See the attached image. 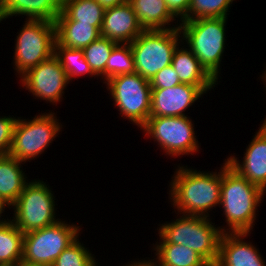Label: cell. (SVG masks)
Segmentation results:
<instances>
[{
	"mask_svg": "<svg viewBox=\"0 0 266 266\" xmlns=\"http://www.w3.org/2000/svg\"><path fill=\"white\" fill-rule=\"evenodd\" d=\"M178 167L169 185L174 208L180 214L210 217L207 211L220 205L222 169L217 174Z\"/></svg>",
	"mask_w": 266,
	"mask_h": 266,
	"instance_id": "cell-1",
	"label": "cell"
},
{
	"mask_svg": "<svg viewBox=\"0 0 266 266\" xmlns=\"http://www.w3.org/2000/svg\"><path fill=\"white\" fill-rule=\"evenodd\" d=\"M263 195L264 191L260 187L238 174L225 159L222 167L220 206L224 209L229 227L226 232L250 233Z\"/></svg>",
	"mask_w": 266,
	"mask_h": 266,
	"instance_id": "cell-2",
	"label": "cell"
},
{
	"mask_svg": "<svg viewBox=\"0 0 266 266\" xmlns=\"http://www.w3.org/2000/svg\"><path fill=\"white\" fill-rule=\"evenodd\" d=\"M159 228V243H173L188 246L200 255L210 266L218 260L219 240L225 228H216L210 218L182 215ZM213 224V225H212Z\"/></svg>",
	"mask_w": 266,
	"mask_h": 266,
	"instance_id": "cell-3",
	"label": "cell"
},
{
	"mask_svg": "<svg viewBox=\"0 0 266 266\" xmlns=\"http://www.w3.org/2000/svg\"><path fill=\"white\" fill-rule=\"evenodd\" d=\"M226 19L199 18L179 23L182 39L189 50L216 81L225 49Z\"/></svg>",
	"mask_w": 266,
	"mask_h": 266,
	"instance_id": "cell-4",
	"label": "cell"
},
{
	"mask_svg": "<svg viewBox=\"0 0 266 266\" xmlns=\"http://www.w3.org/2000/svg\"><path fill=\"white\" fill-rule=\"evenodd\" d=\"M181 31L178 28L166 30H144L130 43L135 72L147 80L164 67L171 65L173 54L179 46Z\"/></svg>",
	"mask_w": 266,
	"mask_h": 266,
	"instance_id": "cell-5",
	"label": "cell"
},
{
	"mask_svg": "<svg viewBox=\"0 0 266 266\" xmlns=\"http://www.w3.org/2000/svg\"><path fill=\"white\" fill-rule=\"evenodd\" d=\"M55 197L44 181L33 180L25 185L22 193L12 205L13 223L23 232L42 229L56 224Z\"/></svg>",
	"mask_w": 266,
	"mask_h": 266,
	"instance_id": "cell-6",
	"label": "cell"
},
{
	"mask_svg": "<svg viewBox=\"0 0 266 266\" xmlns=\"http://www.w3.org/2000/svg\"><path fill=\"white\" fill-rule=\"evenodd\" d=\"M80 228L65 221L24 233L22 260L52 266L58 256L79 236Z\"/></svg>",
	"mask_w": 266,
	"mask_h": 266,
	"instance_id": "cell-7",
	"label": "cell"
},
{
	"mask_svg": "<svg viewBox=\"0 0 266 266\" xmlns=\"http://www.w3.org/2000/svg\"><path fill=\"white\" fill-rule=\"evenodd\" d=\"M16 38L14 66L18 75L50 58L56 41L55 22L26 20Z\"/></svg>",
	"mask_w": 266,
	"mask_h": 266,
	"instance_id": "cell-8",
	"label": "cell"
},
{
	"mask_svg": "<svg viewBox=\"0 0 266 266\" xmlns=\"http://www.w3.org/2000/svg\"><path fill=\"white\" fill-rule=\"evenodd\" d=\"M105 83L120 114L141 129L151 112L149 80L135 72L115 76Z\"/></svg>",
	"mask_w": 266,
	"mask_h": 266,
	"instance_id": "cell-9",
	"label": "cell"
},
{
	"mask_svg": "<svg viewBox=\"0 0 266 266\" xmlns=\"http://www.w3.org/2000/svg\"><path fill=\"white\" fill-rule=\"evenodd\" d=\"M54 114L43 113L29 121L17 118L9 155L24 163L39 157L62 128Z\"/></svg>",
	"mask_w": 266,
	"mask_h": 266,
	"instance_id": "cell-10",
	"label": "cell"
},
{
	"mask_svg": "<svg viewBox=\"0 0 266 266\" xmlns=\"http://www.w3.org/2000/svg\"><path fill=\"white\" fill-rule=\"evenodd\" d=\"M141 128L169 156L193 155L198 151V140L190 117H149Z\"/></svg>",
	"mask_w": 266,
	"mask_h": 266,
	"instance_id": "cell-11",
	"label": "cell"
},
{
	"mask_svg": "<svg viewBox=\"0 0 266 266\" xmlns=\"http://www.w3.org/2000/svg\"><path fill=\"white\" fill-rule=\"evenodd\" d=\"M20 77L22 86L33 96L52 104L61 101L63 90L69 84L67 74L54 54Z\"/></svg>",
	"mask_w": 266,
	"mask_h": 266,
	"instance_id": "cell-12",
	"label": "cell"
},
{
	"mask_svg": "<svg viewBox=\"0 0 266 266\" xmlns=\"http://www.w3.org/2000/svg\"><path fill=\"white\" fill-rule=\"evenodd\" d=\"M215 86L181 83L171 88L152 89L150 117L187 116L185 110Z\"/></svg>",
	"mask_w": 266,
	"mask_h": 266,
	"instance_id": "cell-13",
	"label": "cell"
},
{
	"mask_svg": "<svg viewBox=\"0 0 266 266\" xmlns=\"http://www.w3.org/2000/svg\"><path fill=\"white\" fill-rule=\"evenodd\" d=\"M243 158L242 163L234 156L226 161L238 174L266 192V129L263 126L246 148Z\"/></svg>",
	"mask_w": 266,
	"mask_h": 266,
	"instance_id": "cell-14",
	"label": "cell"
},
{
	"mask_svg": "<svg viewBox=\"0 0 266 266\" xmlns=\"http://www.w3.org/2000/svg\"><path fill=\"white\" fill-rule=\"evenodd\" d=\"M129 2L105 10L100 34L116 43L130 44L142 32Z\"/></svg>",
	"mask_w": 266,
	"mask_h": 266,
	"instance_id": "cell-15",
	"label": "cell"
},
{
	"mask_svg": "<svg viewBox=\"0 0 266 266\" xmlns=\"http://www.w3.org/2000/svg\"><path fill=\"white\" fill-rule=\"evenodd\" d=\"M248 235L243 232L222 233L215 266H266L256 247L243 241Z\"/></svg>",
	"mask_w": 266,
	"mask_h": 266,
	"instance_id": "cell-16",
	"label": "cell"
},
{
	"mask_svg": "<svg viewBox=\"0 0 266 266\" xmlns=\"http://www.w3.org/2000/svg\"><path fill=\"white\" fill-rule=\"evenodd\" d=\"M61 12V0H4L0 5V22L24 15L26 20L55 22Z\"/></svg>",
	"mask_w": 266,
	"mask_h": 266,
	"instance_id": "cell-17",
	"label": "cell"
},
{
	"mask_svg": "<svg viewBox=\"0 0 266 266\" xmlns=\"http://www.w3.org/2000/svg\"><path fill=\"white\" fill-rule=\"evenodd\" d=\"M128 2L143 30H166L179 27L178 24L175 25L176 27L166 26L171 25L169 23L176 18L170 12L165 0H129Z\"/></svg>",
	"mask_w": 266,
	"mask_h": 266,
	"instance_id": "cell-18",
	"label": "cell"
},
{
	"mask_svg": "<svg viewBox=\"0 0 266 266\" xmlns=\"http://www.w3.org/2000/svg\"><path fill=\"white\" fill-rule=\"evenodd\" d=\"M178 46L173 54L171 65L178 74L181 83L194 86H215L216 80L200 64V61L188 48Z\"/></svg>",
	"mask_w": 266,
	"mask_h": 266,
	"instance_id": "cell-19",
	"label": "cell"
},
{
	"mask_svg": "<svg viewBox=\"0 0 266 266\" xmlns=\"http://www.w3.org/2000/svg\"><path fill=\"white\" fill-rule=\"evenodd\" d=\"M21 164L23 163L9 154L0 155V197L8 208L16 202L28 183L26 175L20 169Z\"/></svg>",
	"mask_w": 266,
	"mask_h": 266,
	"instance_id": "cell-20",
	"label": "cell"
},
{
	"mask_svg": "<svg viewBox=\"0 0 266 266\" xmlns=\"http://www.w3.org/2000/svg\"><path fill=\"white\" fill-rule=\"evenodd\" d=\"M105 9L96 0H61V12L55 21H77L101 30Z\"/></svg>",
	"mask_w": 266,
	"mask_h": 266,
	"instance_id": "cell-21",
	"label": "cell"
},
{
	"mask_svg": "<svg viewBox=\"0 0 266 266\" xmlns=\"http://www.w3.org/2000/svg\"><path fill=\"white\" fill-rule=\"evenodd\" d=\"M56 41L63 47L83 49L97 40L100 31L91 24L77 21H55Z\"/></svg>",
	"mask_w": 266,
	"mask_h": 266,
	"instance_id": "cell-22",
	"label": "cell"
},
{
	"mask_svg": "<svg viewBox=\"0 0 266 266\" xmlns=\"http://www.w3.org/2000/svg\"><path fill=\"white\" fill-rule=\"evenodd\" d=\"M157 258L155 266H210L200 255L190 249L173 243L155 244Z\"/></svg>",
	"mask_w": 266,
	"mask_h": 266,
	"instance_id": "cell-23",
	"label": "cell"
},
{
	"mask_svg": "<svg viewBox=\"0 0 266 266\" xmlns=\"http://www.w3.org/2000/svg\"><path fill=\"white\" fill-rule=\"evenodd\" d=\"M24 233L11 219L0 222V264H18L23 255Z\"/></svg>",
	"mask_w": 266,
	"mask_h": 266,
	"instance_id": "cell-24",
	"label": "cell"
},
{
	"mask_svg": "<svg viewBox=\"0 0 266 266\" xmlns=\"http://www.w3.org/2000/svg\"><path fill=\"white\" fill-rule=\"evenodd\" d=\"M54 55L59 59L62 68L65 70L69 82L75 76L88 74L96 76L90 65L87 63L82 49H71L63 47L57 41L54 43Z\"/></svg>",
	"mask_w": 266,
	"mask_h": 266,
	"instance_id": "cell-25",
	"label": "cell"
},
{
	"mask_svg": "<svg viewBox=\"0 0 266 266\" xmlns=\"http://www.w3.org/2000/svg\"><path fill=\"white\" fill-rule=\"evenodd\" d=\"M118 43L100 36L82 50L87 63L96 76H101L106 81V64L113 48Z\"/></svg>",
	"mask_w": 266,
	"mask_h": 266,
	"instance_id": "cell-26",
	"label": "cell"
},
{
	"mask_svg": "<svg viewBox=\"0 0 266 266\" xmlns=\"http://www.w3.org/2000/svg\"><path fill=\"white\" fill-rule=\"evenodd\" d=\"M135 73L133 51L130 44L118 43L106 64V82L118 75Z\"/></svg>",
	"mask_w": 266,
	"mask_h": 266,
	"instance_id": "cell-27",
	"label": "cell"
},
{
	"mask_svg": "<svg viewBox=\"0 0 266 266\" xmlns=\"http://www.w3.org/2000/svg\"><path fill=\"white\" fill-rule=\"evenodd\" d=\"M234 0H191L187 21L199 18H227Z\"/></svg>",
	"mask_w": 266,
	"mask_h": 266,
	"instance_id": "cell-28",
	"label": "cell"
},
{
	"mask_svg": "<svg viewBox=\"0 0 266 266\" xmlns=\"http://www.w3.org/2000/svg\"><path fill=\"white\" fill-rule=\"evenodd\" d=\"M94 256L76 239L55 260L52 266H98Z\"/></svg>",
	"mask_w": 266,
	"mask_h": 266,
	"instance_id": "cell-29",
	"label": "cell"
},
{
	"mask_svg": "<svg viewBox=\"0 0 266 266\" xmlns=\"http://www.w3.org/2000/svg\"><path fill=\"white\" fill-rule=\"evenodd\" d=\"M152 89H165L181 84L177 72L172 65L158 71L149 81Z\"/></svg>",
	"mask_w": 266,
	"mask_h": 266,
	"instance_id": "cell-30",
	"label": "cell"
},
{
	"mask_svg": "<svg viewBox=\"0 0 266 266\" xmlns=\"http://www.w3.org/2000/svg\"><path fill=\"white\" fill-rule=\"evenodd\" d=\"M16 121L15 117H0V155L10 152Z\"/></svg>",
	"mask_w": 266,
	"mask_h": 266,
	"instance_id": "cell-31",
	"label": "cell"
},
{
	"mask_svg": "<svg viewBox=\"0 0 266 266\" xmlns=\"http://www.w3.org/2000/svg\"><path fill=\"white\" fill-rule=\"evenodd\" d=\"M191 0H165L170 12L180 21H187V13Z\"/></svg>",
	"mask_w": 266,
	"mask_h": 266,
	"instance_id": "cell-32",
	"label": "cell"
},
{
	"mask_svg": "<svg viewBox=\"0 0 266 266\" xmlns=\"http://www.w3.org/2000/svg\"><path fill=\"white\" fill-rule=\"evenodd\" d=\"M105 10L128 2L129 0H96Z\"/></svg>",
	"mask_w": 266,
	"mask_h": 266,
	"instance_id": "cell-33",
	"label": "cell"
},
{
	"mask_svg": "<svg viewBox=\"0 0 266 266\" xmlns=\"http://www.w3.org/2000/svg\"><path fill=\"white\" fill-rule=\"evenodd\" d=\"M139 260L138 262L137 261H133L132 264H126V266H155V264L152 262V260H143L141 261Z\"/></svg>",
	"mask_w": 266,
	"mask_h": 266,
	"instance_id": "cell-34",
	"label": "cell"
},
{
	"mask_svg": "<svg viewBox=\"0 0 266 266\" xmlns=\"http://www.w3.org/2000/svg\"><path fill=\"white\" fill-rule=\"evenodd\" d=\"M7 206V204L4 202V200L0 197V218H1V214L3 213V211L5 210V207ZM2 218V220L0 219V222L1 221H5L6 219Z\"/></svg>",
	"mask_w": 266,
	"mask_h": 266,
	"instance_id": "cell-35",
	"label": "cell"
},
{
	"mask_svg": "<svg viewBox=\"0 0 266 266\" xmlns=\"http://www.w3.org/2000/svg\"><path fill=\"white\" fill-rule=\"evenodd\" d=\"M17 266H47V265H43V264H32V263H27L23 260H21Z\"/></svg>",
	"mask_w": 266,
	"mask_h": 266,
	"instance_id": "cell-36",
	"label": "cell"
},
{
	"mask_svg": "<svg viewBox=\"0 0 266 266\" xmlns=\"http://www.w3.org/2000/svg\"><path fill=\"white\" fill-rule=\"evenodd\" d=\"M0 266H17V264H0Z\"/></svg>",
	"mask_w": 266,
	"mask_h": 266,
	"instance_id": "cell-37",
	"label": "cell"
},
{
	"mask_svg": "<svg viewBox=\"0 0 266 266\" xmlns=\"http://www.w3.org/2000/svg\"><path fill=\"white\" fill-rule=\"evenodd\" d=\"M264 80H265V84H266V71L264 72V75L261 76ZM266 88V86H265Z\"/></svg>",
	"mask_w": 266,
	"mask_h": 266,
	"instance_id": "cell-38",
	"label": "cell"
},
{
	"mask_svg": "<svg viewBox=\"0 0 266 266\" xmlns=\"http://www.w3.org/2000/svg\"><path fill=\"white\" fill-rule=\"evenodd\" d=\"M262 126L266 129V119H264V123L262 124Z\"/></svg>",
	"mask_w": 266,
	"mask_h": 266,
	"instance_id": "cell-39",
	"label": "cell"
}]
</instances>
